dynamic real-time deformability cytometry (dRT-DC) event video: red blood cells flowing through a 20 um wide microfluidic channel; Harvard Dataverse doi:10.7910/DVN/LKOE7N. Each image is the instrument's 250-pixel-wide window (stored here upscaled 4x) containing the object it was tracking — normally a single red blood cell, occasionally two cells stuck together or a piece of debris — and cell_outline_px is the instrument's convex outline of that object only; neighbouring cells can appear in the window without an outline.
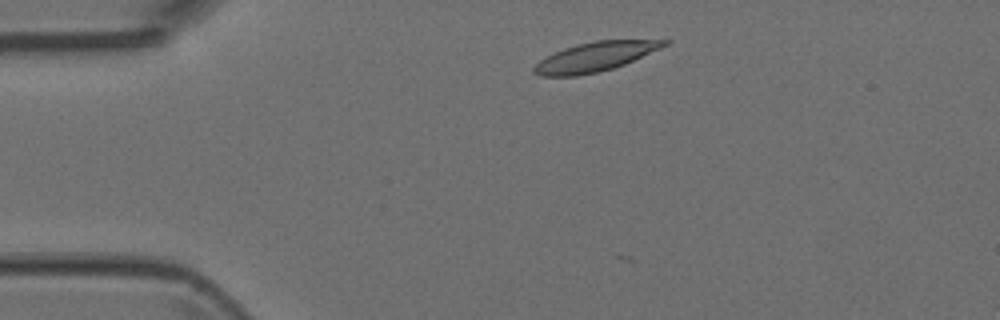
{"species": "Egyptian fruit bat (a non-hibernating species)", "species_latin": "Rousettus aegyptiacus", "temperature_condition": "room temperature", "stored_images_in_passage": 4, "camera_frame_rate_fps": 3000, "um_per_image_px": 0.085, "animal": {"sex": "female"}, "frame": {"image": 1, "passage_image": 2, "time_ms": 0.333, "image_size_px": [1000, 320], "cell_outline_px": [[672, 40], [668, 44], [660, 48], [624, 64], [600, 72], [576, 76], [540, 76], [532, 72], [532, 68], [540, 60], [564, 48], [576, 44], [596, 40]], "centroid_in_image_um": [50.55, 4.83], "position_along_channel_um": 34.4, "area_um2": 22.02}}